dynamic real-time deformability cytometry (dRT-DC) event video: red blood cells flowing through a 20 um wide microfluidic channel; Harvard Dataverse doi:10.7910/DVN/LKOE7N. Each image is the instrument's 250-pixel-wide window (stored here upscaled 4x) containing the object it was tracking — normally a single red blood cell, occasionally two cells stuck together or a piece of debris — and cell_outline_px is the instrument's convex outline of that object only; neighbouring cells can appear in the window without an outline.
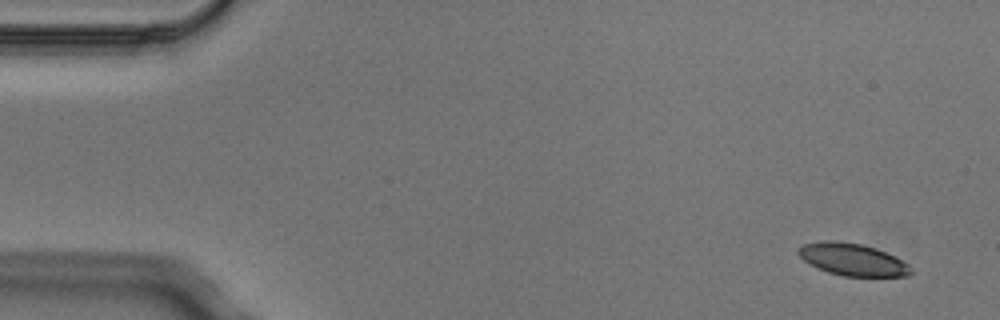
{"species": "Egyptian fruit bat (a non-hibernating species)", "species_latin": "Rousettus aegyptiacus", "temperature_condition": "cold", "stored_images_in_passage": 4, "camera_frame_rate_fps": 3000, "um_per_image_px": 0.085, "animal": {"sex": "male"}, "frame": {"image": 1, "passage_image": 1, "time_ms": 0.0, "image_size_px": [1000, 320], "cell_outline_px": [[912, 272], [908, 276], [844, 276], [828, 272], [816, 268], [804, 260], [796, 252], [796, 248], [804, 244], [824, 240], [832, 240], [860, 244], [876, 248], [896, 256], [908, 264]], "centroid_in_image_um": [72.44, 22.05], "position_along_channel_um": 12.6, "area_um2": 21.15}}
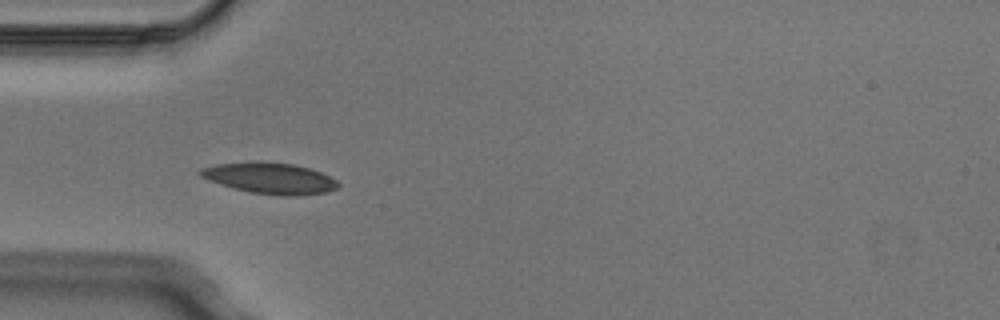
{"frame": {"image": 2, "passage_image": 4, "time_ms": 1.0, "image_size_px": [1000, 320], "cell_outline_px": [[340, 184], [336, 188], [328, 192], [300, 196], [280, 196], [252, 192], [220, 184], [208, 180], [200, 176], [196, 172], [200, 168], [216, 164], [292, 164], [308, 168], [320, 172], [336, 180]], "centroid_in_image_um": [22.97, 15.2], "position_along_channel_um": 62.0, "area_um2": 24.04}}